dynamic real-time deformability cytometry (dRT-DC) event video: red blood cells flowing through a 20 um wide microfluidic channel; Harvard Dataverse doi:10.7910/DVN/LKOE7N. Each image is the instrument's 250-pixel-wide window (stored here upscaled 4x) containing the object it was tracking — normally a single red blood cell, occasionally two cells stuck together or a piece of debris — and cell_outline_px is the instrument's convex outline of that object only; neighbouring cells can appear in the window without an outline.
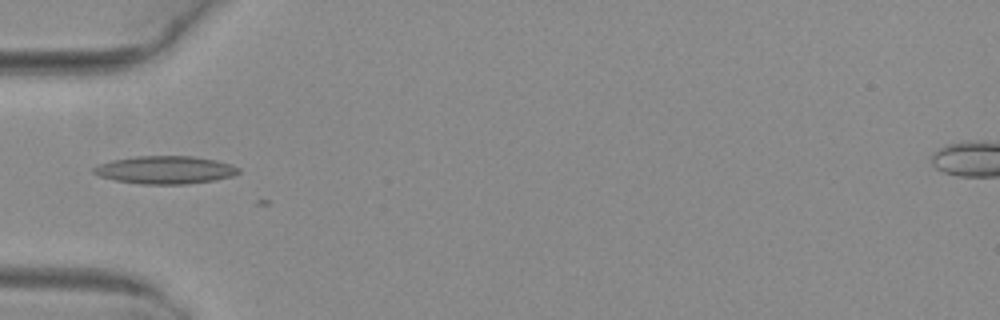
{"species": "common noctule bat (a hibernating species)", "species_latin": "Nyctalus noctula", "temperature_condition": "warm", "stored_images_in_passage": 6, "camera_frame_rate_fps": 3000, "um_per_image_px": 0.085, "animal": {"sex": "female", "body_mass_g": 29.2, "forearm_length_mm": 56.3}, "frame": {"image": 1, "passage_image": 6, "time_ms": 1.667, "image_size_px": [1000, 320], "cell_outline_px": [[240, 172], [232, 176], [212, 180], [184, 184], [140, 184], [116, 180], [100, 176], [92, 172], [92, 168], [100, 164], [112, 160], [136, 156], [192, 156], [216, 160], [232, 164], [240, 168]], "centroid_in_image_um": [14.05, 14.43], "position_along_channel_um": 71.0, "area_um2": 23.41}}